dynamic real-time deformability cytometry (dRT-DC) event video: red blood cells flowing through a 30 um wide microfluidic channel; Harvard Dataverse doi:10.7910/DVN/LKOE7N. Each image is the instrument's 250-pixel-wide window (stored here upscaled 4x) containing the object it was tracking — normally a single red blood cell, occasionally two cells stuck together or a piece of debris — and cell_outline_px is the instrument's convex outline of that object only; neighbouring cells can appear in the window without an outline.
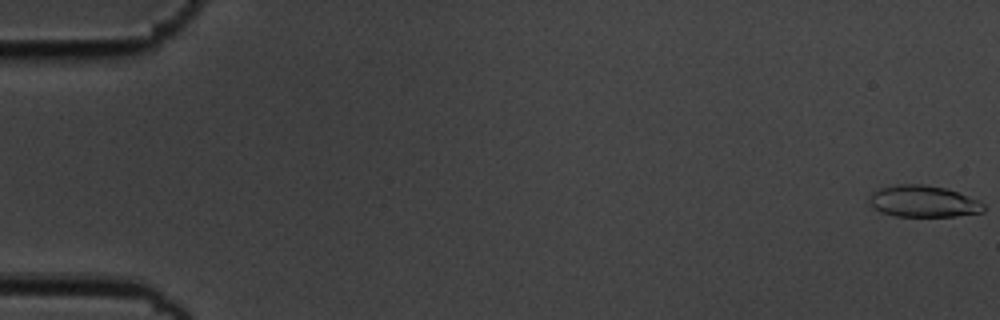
{"species": "common noctule bat (a hibernating species)", "species_latin": "Nyctalus noctula", "temperature_condition": "cold", "stored_images_in_passage": 7, "camera_frame_rate_fps": 3000, "um_per_image_px": 0.085, "animal": {"sex": "male", "body_mass_g": 19.5, "forearm_length_mm": 54.6}, "frame": {"image": 1, "passage_image": 1, "time_ms": 0.0, "image_size_px": [1000, 320], "cell_outline_px": [[984, 212], [956, 216], [896, 216], [880, 212], [868, 200], [868, 196], [872, 192], [880, 188], [896, 184], [924, 184], [944, 188], [956, 192], [976, 200], [984, 204]], "centroid_in_image_um": [78.45, 17.11], "position_along_channel_um": 6.6, "area_um2": 20.87}}
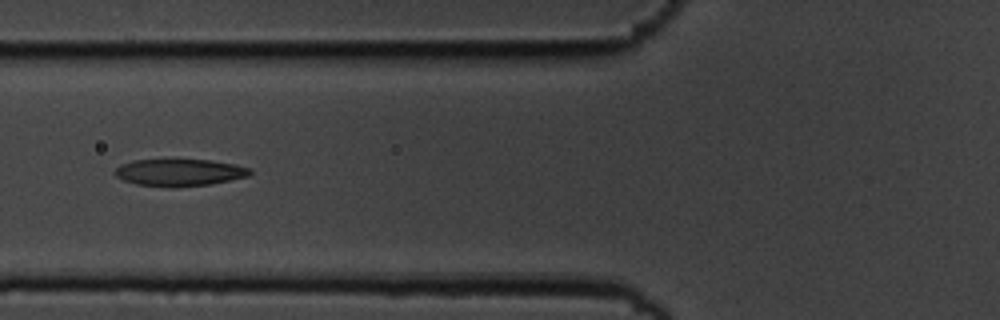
{"frame": {"image": 2, "passage_image": 7, "time_ms": 2.0, "image_size_px": [1000, 320], "cell_outline_px": [[252, 172], [248, 176], [212, 184], [172, 188], [136, 184], [124, 180], [116, 176], [112, 172], [116, 168], [124, 164], [136, 160], [208, 160], [236, 164], [252, 168]], "centroid_in_image_um": [15.29, 14.67], "position_along_channel_um": 110.5, "area_um2": 21.33}}